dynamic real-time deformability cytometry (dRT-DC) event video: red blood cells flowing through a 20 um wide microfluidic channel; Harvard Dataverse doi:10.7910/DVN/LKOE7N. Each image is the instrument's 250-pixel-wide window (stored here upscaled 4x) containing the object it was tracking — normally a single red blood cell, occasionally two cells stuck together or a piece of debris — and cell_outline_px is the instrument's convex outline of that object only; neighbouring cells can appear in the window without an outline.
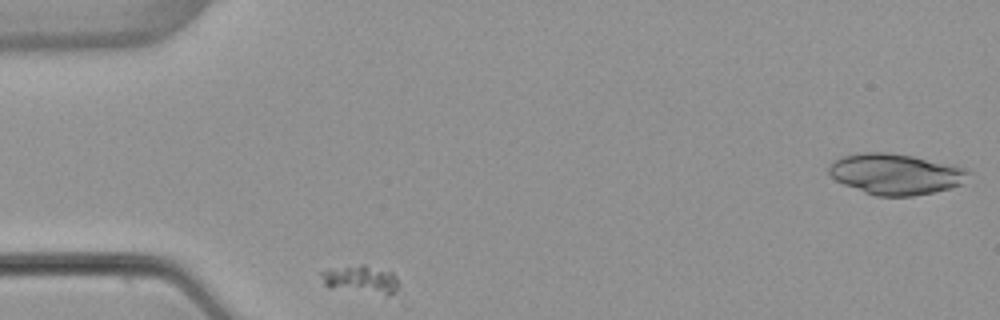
{"species": "common noctule bat (a hibernating species)", "species_latin": "Nyctalus noctula", "temperature_condition": "warm", "stored_images_in_passage": 2, "segment_of_instrument_passage": [1, 2], "camera_frame_rate_fps": 3000, "um_per_image_px": 0.085, "animal": {"sex": "female", "body_mass_g": 22.7, "forearm_length_mm": 54.2}, "frame": {"image": 1, "passage_image": 1, "time_ms": 0.0, "image_size_px": [1000, 320], "cell_outline_px": [[396, 292], [388, 296], [328, 288], [324, 284], [320, 272], [360, 264], [364, 264], [392, 272], [396, 276]], "centroid_in_image_um": [30.7, 23.79], "position_along_channel_um": 54.3, "area_um2": 12.66}}